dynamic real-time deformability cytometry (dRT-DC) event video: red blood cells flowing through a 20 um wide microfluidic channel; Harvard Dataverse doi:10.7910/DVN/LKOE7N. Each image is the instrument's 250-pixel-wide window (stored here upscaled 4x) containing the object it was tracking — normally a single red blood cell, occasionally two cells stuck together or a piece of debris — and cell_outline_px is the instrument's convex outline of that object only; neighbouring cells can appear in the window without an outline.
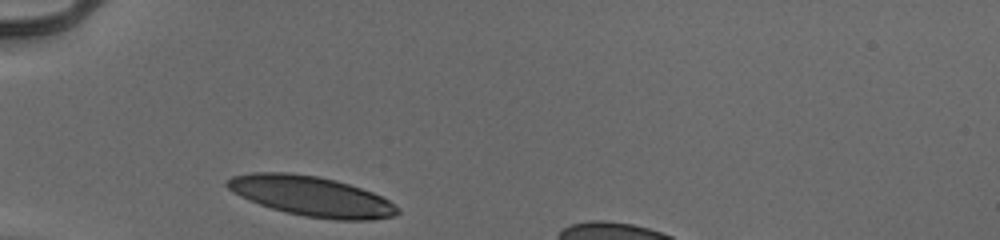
{"species": "human", "species_latin": "Homo sapiens", "temperature_condition": "cold", "stored_images_in_passage": 28, "camera_frame_rate_fps": 3000, "um_per_image_px": 0.085, "donor": {"sex": "male"}, "frame": {"image": 1, "passage_image": 1, "time_ms": 0.0, "image_size_px": [1000, 240], "cell_outline_px": [[400, 212], [396, 216], [372, 220], [336, 220], [304, 216], [284, 212], [248, 200], [232, 192], [224, 184], [224, 180], [232, 176], [252, 172], [288, 172], [316, 176], [336, 180], [372, 192], [388, 200], [400, 208]], "centroid_in_image_um": [26.45, 16.68], "position_along_channel_um": 58.6, "area_um2": 39.82}}
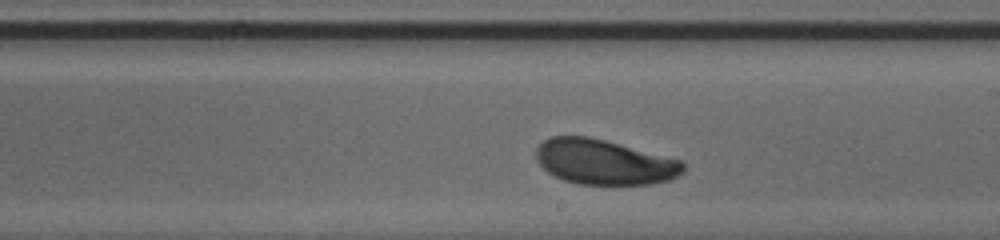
{"frame": {"image": 2, "passage_image": 16, "time_ms": 5.0, "image_size_px": [1000, 240], "cell_outline_px": [[684, 172], [672, 180], [652, 184], [580, 184], [564, 180], [548, 172], [536, 160], [536, 148], [544, 140], [552, 136], [588, 136], [604, 140], [680, 160], [684, 164]], "centroid_in_image_um": [51.36, 13.78], "position_along_channel_um": 237.6, "area_um2": 38.38}}
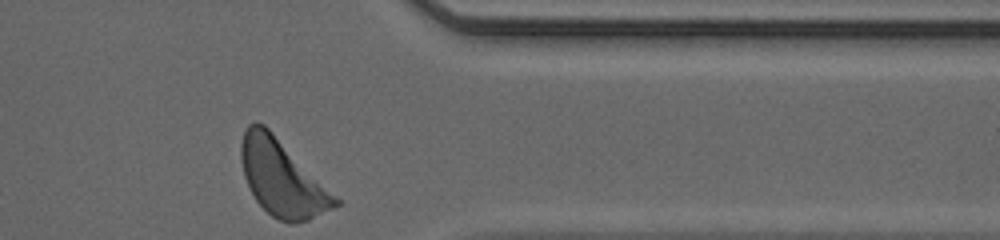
{"frame": {"image": 3, "passage_image": 28, "time_ms": 9.0, "image_size_px": [1000, 240], "cell_outline_px": [[340, 204], [308, 220], [292, 224], [288, 224], [272, 216], [256, 200], [244, 176], [240, 160], [240, 144], [244, 132], [248, 124], [256, 120], [264, 124], [340, 200]], "centroid_in_image_um": [23.94, 15.13], "position_along_channel_um": 387.5, "area_um2": 41.04}, "authors_computed_cell_mechanics": {"area_um2": 39.5063, "velocity_mm_per_s": 3.8969, "shape_relaxation_time_tau1_ms": 2.1239, "shape_relaxation_time_tau2_ms": null, "deformation_change_tau1": 0.1307, "deformation_change_tau2": null}}